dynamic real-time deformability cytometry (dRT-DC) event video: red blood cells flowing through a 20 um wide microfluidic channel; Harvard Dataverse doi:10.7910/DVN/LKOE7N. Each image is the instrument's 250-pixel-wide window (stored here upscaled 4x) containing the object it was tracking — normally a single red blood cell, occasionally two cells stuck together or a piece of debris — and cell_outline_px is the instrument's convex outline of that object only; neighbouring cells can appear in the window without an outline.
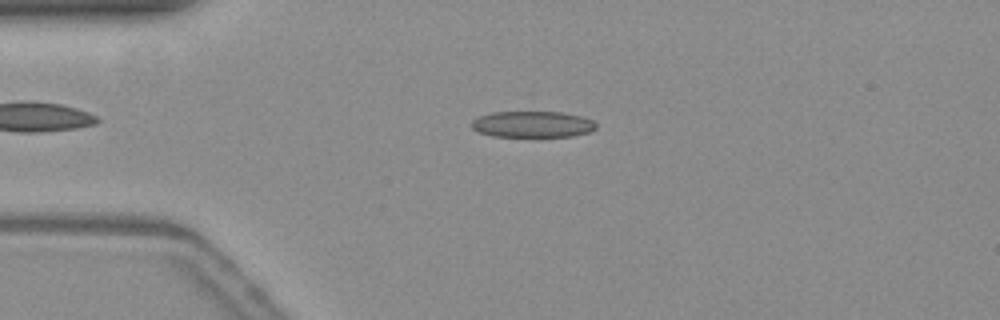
{"species": "common noctule bat (a hibernating species)", "species_latin": "Nyctalus noctula", "temperature_condition": "warm", "stored_images_in_passage": 49, "camera_frame_rate_fps": 3000, "um_per_image_px": 0.085, "animal": {"sex": "female", "body_mass_g": 19.3, "forearm_length_mm": 54.1}, "frame": {"image": 1, "passage_image": 13, "time_ms": 4.0, "image_size_px": [1000, 320], "cell_outline_px": [[596, 128], [588, 132], [572, 136], [492, 136], [480, 132], [472, 128], [472, 120], [480, 116], [492, 112], [532, 108], [560, 112], [580, 116], [592, 120], [596, 124]], "centroid_in_image_um": [45.24, 10.5], "position_along_channel_um": 39.8, "area_um2": 19.77}}
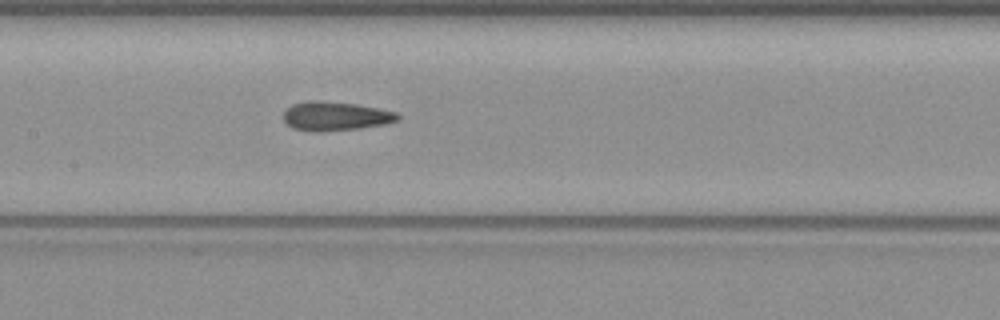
{"frame": {"image": 2, "passage_image": 26, "time_ms": 8.333, "image_size_px": [1000, 320], "cell_outline_px": [[400, 116], [396, 120], [384, 124], [360, 128], [320, 132], [312, 132], [292, 128], [284, 120], [284, 112], [292, 104], [312, 100], [320, 100], [356, 104], [396, 112]], "centroid_in_image_um": [28.47, 9.87], "position_along_channel_um": 178.9, "area_um2": 19.19}}
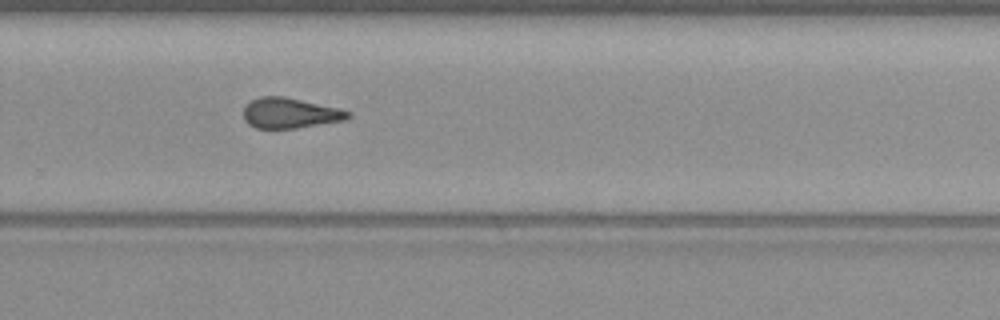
{"frame": {"image": 3, "passage_image": 36, "time_ms": 11.667, "image_size_px": [1000, 320], "cell_outline_px": [[352, 116], [344, 120], [296, 128], [256, 128], [248, 124], [244, 120], [244, 108], [252, 100], [260, 96], [284, 96], [336, 108], [352, 112]], "centroid_in_image_um": [24.63, 9.61], "position_along_channel_um": 305.2, "area_um2": 18.26}, "authors_computed_cell_mechanics": {"area_um2": 19.1896, "velocity_mm_per_s": 3.8109, "shape_relaxation_time_tau1_ms": null, "shape_relaxation_time_tau2_ms": 4.1767, "deformation_change_tau1": null, "deformation_change_tau2": 0.129}}